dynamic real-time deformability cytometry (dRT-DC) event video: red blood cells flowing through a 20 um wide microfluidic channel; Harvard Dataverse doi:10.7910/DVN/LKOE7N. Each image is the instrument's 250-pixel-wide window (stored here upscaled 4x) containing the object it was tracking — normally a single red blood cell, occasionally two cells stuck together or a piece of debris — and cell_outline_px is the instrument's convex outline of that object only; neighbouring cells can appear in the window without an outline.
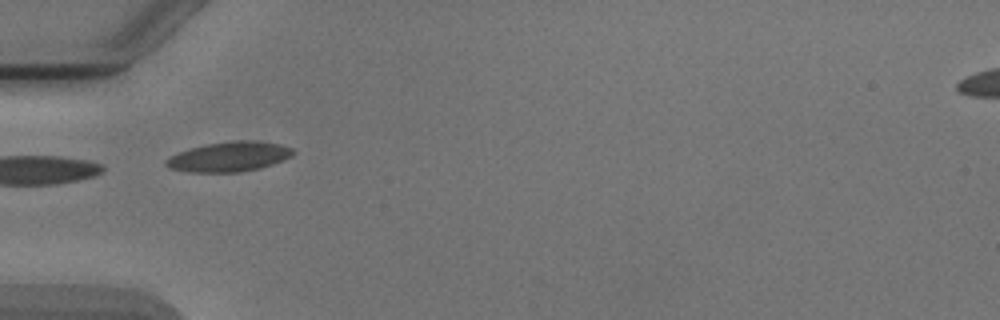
{"species": "Egyptian fruit bat (a non-hibernating species)", "species_latin": "Rousettus aegyptiacus", "temperature_condition": "cold", "stored_images_in_passage": 3, "camera_frame_rate_fps": 3000, "um_per_image_px": 0.085, "animal": {"sex": "male"}, "frame": {"image": 1, "passage_image": 2, "time_ms": 1.0, "image_size_px": [1000, 320], "cell_outline_px": [[296, 152], [292, 156], [284, 160], [260, 168], [240, 172], [188, 172], [172, 168], [164, 164], [164, 160], [180, 152], [192, 148], [208, 144], [236, 140], [252, 140], [280, 144], [292, 148]], "centroid_in_image_um": [19.53, 13.32], "position_along_channel_um": 65.5, "area_um2": 21.91}}